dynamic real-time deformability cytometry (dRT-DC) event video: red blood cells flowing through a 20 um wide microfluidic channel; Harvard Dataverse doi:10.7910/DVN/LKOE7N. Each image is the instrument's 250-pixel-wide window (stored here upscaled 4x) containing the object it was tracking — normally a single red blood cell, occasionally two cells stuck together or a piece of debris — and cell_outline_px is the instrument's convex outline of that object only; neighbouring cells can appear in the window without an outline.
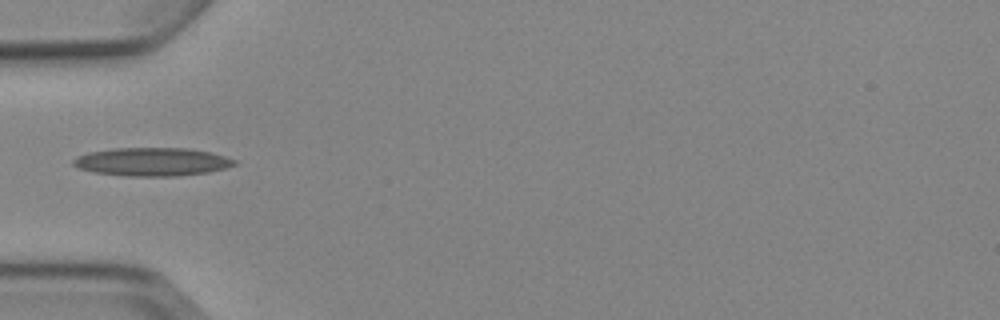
{"species": "Egyptian fruit bat (a non-hibernating species)", "species_latin": "Rousettus aegyptiacus", "temperature_condition": "cold", "stored_images_in_passage": 1, "camera_frame_rate_fps": 3000, "um_per_image_px": 0.085, "animal": {"sex": "female"}, "frame": {"image": 1, "passage_image": 1, "time_ms": 0.0, "image_size_px": [1000, 320], "cell_outline_px": [[236, 164], [224, 168], [208, 172], [176, 176], [128, 176], [92, 172], [80, 168], [72, 164], [72, 160], [76, 156], [88, 152], [112, 148], [188, 148], [212, 152], [236, 160]], "centroid_in_image_um": [12.9, 13.74], "position_along_channel_um": 72.1, "area_um2": 26.65}}